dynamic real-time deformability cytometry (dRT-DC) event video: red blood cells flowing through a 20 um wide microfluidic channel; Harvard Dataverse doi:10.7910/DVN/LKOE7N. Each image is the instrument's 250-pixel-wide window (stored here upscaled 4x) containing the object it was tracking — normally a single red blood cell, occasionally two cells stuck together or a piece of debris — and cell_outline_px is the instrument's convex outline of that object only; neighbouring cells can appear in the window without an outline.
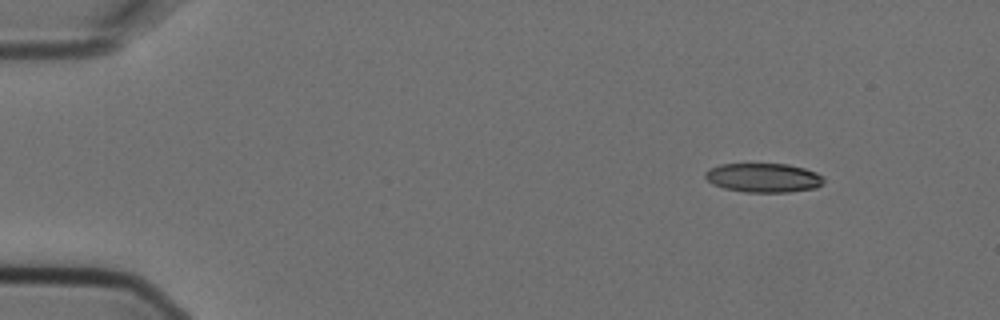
{"species": "Egyptian fruit bat (a non-hibernating species)", "species_latin": "Rousettus aegyptiacus", "temperature_condition": "cold", "stored_images_in_passage": 3, "camera_frame_rate_fps": 3000, "um_per_image_px": 0.085, "animal": {"sex": "female"}, "frame": {"image": 1, "passage_image": 1, "time_ms": 0.0, "image_size_px": [1000, 320], "cell_outline_px": [[824, 184], [816, 188], [788, 192], [744, 192], [724, 188], [712, 184], [704, 176], [704, 172], [708, 168], [720, 164], [788, 164], [804, 168], [816, 172], [824, 176]], "centroid_in_image_um": [64.9, 15.11], "position_along_channel_um": 20.1, "area_um2": 20.35}}
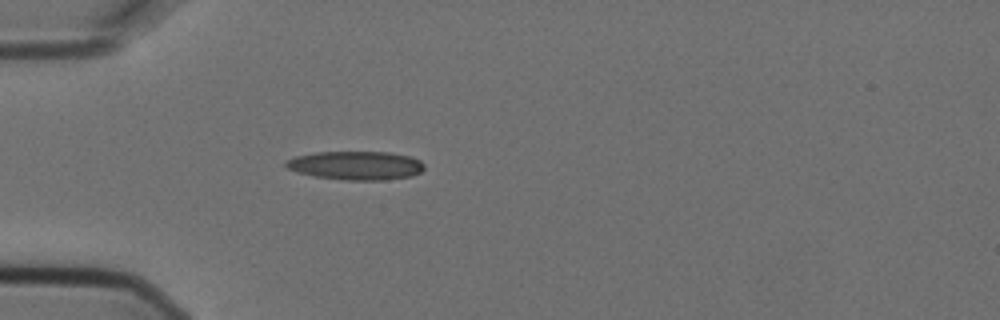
{"frame": {"image": 2, "passage_image": 3, "time_ms": 0.667, "image_size_px": [1000, 320], "cell_outline_px": [[424, 168], [420, 172], [412, 176], [384, 180], [344, 180], [312, 176], [296, 172], [288, 168], [284, 164], [284, 160], [296, 156], [316, 152], [388, 152], [412, 156], [420, 160], [424, 164]], "centroid_in_image_um": [30.24, 14.06], "position_along_channel_um": 54.8, "area_um2": 23.35}}